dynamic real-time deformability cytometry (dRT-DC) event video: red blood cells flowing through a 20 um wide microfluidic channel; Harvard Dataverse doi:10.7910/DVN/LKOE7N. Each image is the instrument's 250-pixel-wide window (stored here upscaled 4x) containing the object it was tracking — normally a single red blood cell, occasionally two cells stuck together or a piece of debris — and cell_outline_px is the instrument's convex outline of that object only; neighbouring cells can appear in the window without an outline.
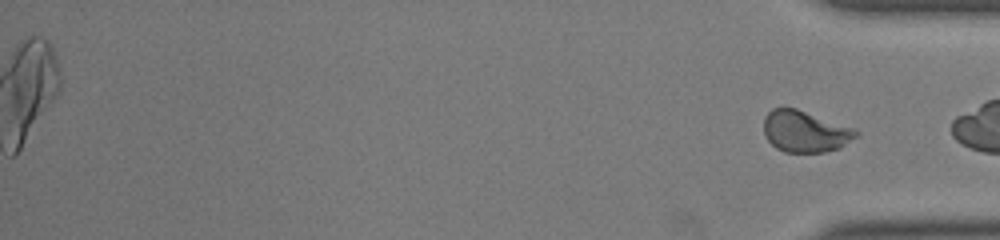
{"species": "common noctule bat (a hibernating species)", "species_latin": "Nyctalus noctula", "temperature_condition": "room temperature", "stored_images_in_passage": 47, "segment_of_instrument_passage": [2, 2], "camera_frame_rate_fps": 3000, "um_per_image_px": 0.085, "animal": {"sex": "male", "body_mass_g": 19.0, "forearm_length_mm": 50.8}, "frame": {"image": 1, "passage_image": 47, "time_ms": 15.333, "image_size_px": [1000, 240], "cell_outline_px": [[860, 132], [856, 136], [840, 148], [824, 152], [784, 152], [776, 148], [768, 140], [764, 132], [764, 116], [772, 108], [796, 108], [852, 128]], "centroid_in_image_um": [68.4, 11.18], "position_along_channel_um": 366.8, "area_um2": 22.02}}